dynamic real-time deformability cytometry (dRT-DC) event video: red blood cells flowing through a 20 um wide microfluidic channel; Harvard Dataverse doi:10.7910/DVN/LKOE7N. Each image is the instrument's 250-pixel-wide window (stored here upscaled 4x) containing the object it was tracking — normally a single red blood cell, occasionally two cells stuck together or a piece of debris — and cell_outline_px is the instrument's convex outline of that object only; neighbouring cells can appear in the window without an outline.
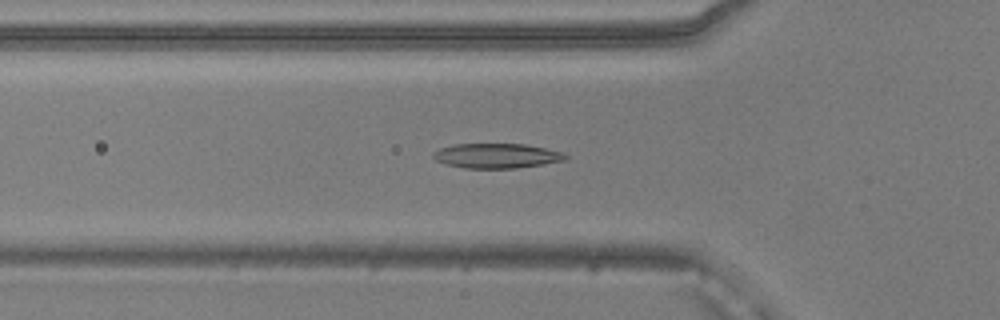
{"species": "common noctule bat (a hibernating species)", "species_latin": "Nyctalus noctula", "temperature_condition": "warm", "stored_images_in_passage": 37, "camera_frame_rate_fps": 3000, "um_per_image_px": 0.085, "animal": {"sex": "male", "body_mass_g": 20.5, "forearm_length_mm": 52.5}, "frame": {"image": 1, "passage_image": 2, "time_ms": 0.333, "image_size_px": [1000, 320], "cell_outline_px": [[568, 160], [516, 168], [464, 168], [448, 164], [436, 160], [432, 156], [432, 152], [440, 148], [452, 144], [524, 144], [564, 152], [568, 156]], "centroid_in_image_um": [42.23, 13.24], "position_along_channel_um": 83.6, "area_um2": 19.07}}
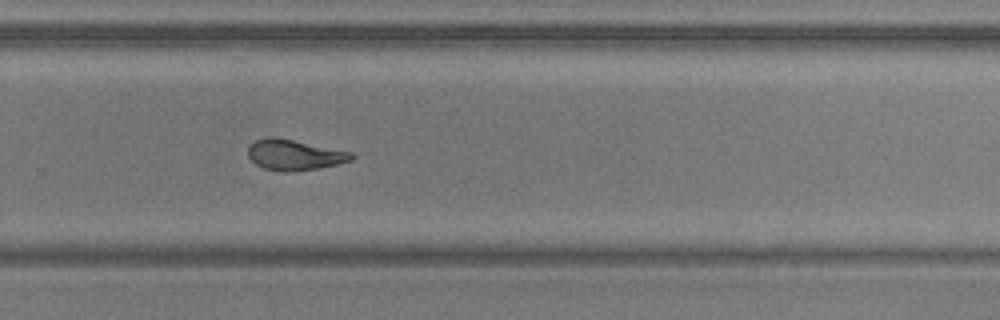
{"frame": {"image": 2, "passage_image": 19, "time_ms": 6.0, "image_size_px": [1000, 320], "cell_outline_px": [[356, 156], [352, 160], [320, 168], [292, 172], [284, 172], [264, 168], [256, 164], [248, 156], [248, 148], [256, 140], [268, 136], [272, 136], [352, 152]], "centroid_in_image_um": [25.03, 13.17], "position_along_channel_um": 304.8, "area_um2": 18.32}}
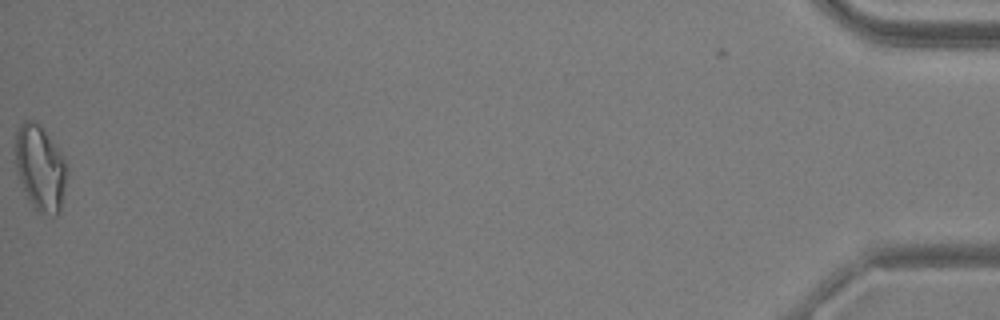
{"frame": {"image": 3, "passage_image": 37, "time_ms": 12.0, "image_size_px": [1000, 320], "cell_outline_px": [[68, 176], [60, 212], [56, 216], [52, 216], [36, 212], [24, 188], [12, 160], [12, 148], [16, 132], [20, 124], [24, 120], [36, 120], [60, 152], [64, 160], [68, 172]], "centroid_in_image_um": [3.39, 14.27], "position_along_channel_um": 431.8, "area_um2": 26.24}}